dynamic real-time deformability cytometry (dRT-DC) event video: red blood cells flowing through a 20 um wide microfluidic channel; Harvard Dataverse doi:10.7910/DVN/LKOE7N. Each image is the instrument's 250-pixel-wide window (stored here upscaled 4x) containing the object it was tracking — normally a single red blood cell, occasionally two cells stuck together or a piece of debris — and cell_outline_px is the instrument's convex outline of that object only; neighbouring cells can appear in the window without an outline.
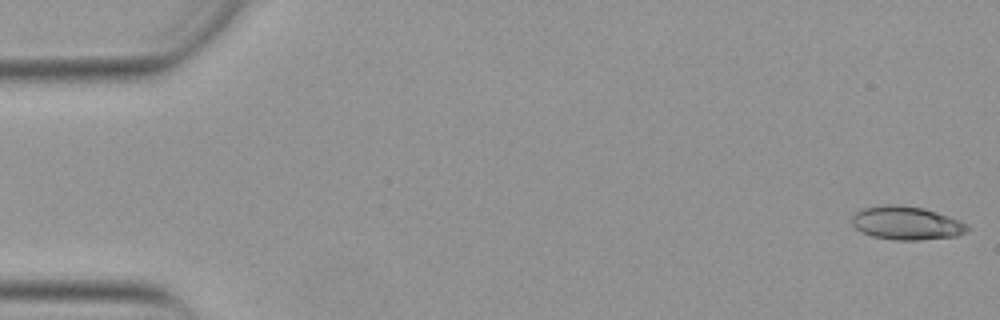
{"species": "Egyptian fruit bat (a non-hibernating species)", "species_latin": "Rousettus aegyptiacus", "temperature_condition": "warm", "stored_images_in_passage": 52, "camera_frame_rate_fps": 3000, "um_per_image_px": 0.085, "animal": {"sex": "female"}, "frame": {"image": 1, "passage_image": 1, "time_ms": 0.0, "image_size_px": [1000, 320], "cell_outline_px": [[972, 228], [968, 232], [956, 236], [920, 240], [892, 240], [872, 236], [860, 232], [852, 224], [852, 216], [860, 208], [884, 204], [900, 204], [924, 208], [948, 216], [968, 224]], "centroid_in_image_um": [77.04, 18.96], "position_along_channel_um": 8.0, "area_um2": 22.89}}
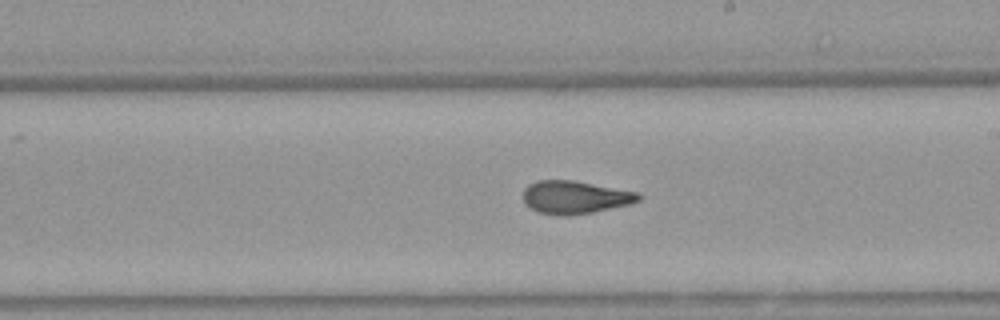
{"frame": {"image": 2, "passage_image": 30, "time_ms": 9.667, "image_size_px": [1000, 320], "cell_outline_px": [[640, 200], [632, 204], [592, 212], [564, 216], [536, 212], [528, 208], [524, 204], [524, 188], [528, 184], [536, 180], [572, 180], [640, 192]], "centroid_in_image_um": [48.86, 16.77], "position_along_channel_um": 240.1, "area_um2": 22.37}}
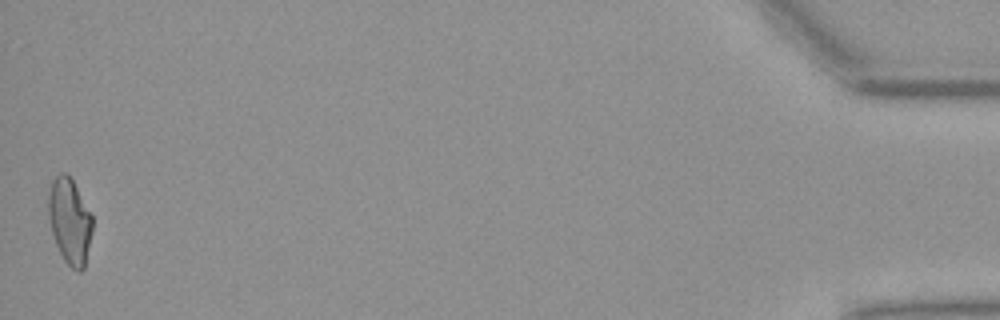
{"frame": {"image": 3, "passage_image": 52, "time_ms": 17.0, "image_size_px": [1000, 320], "cell_outline_px": [[92, 232], [84, 268], [80, 272], [76, 272], [64, 260], [56, 244], [52, 232], [48, 216], [48, 192], [52, 180], [60, 172], [64, 172], [72, 180], [92, 216]], "centroid_in_image_um": [5.91, 18.81], "position_along_channel_um": 429.3, "area_um2": 21.79}, "authors_computed_cell_mechanics": {"area_um2": 22.1952, "velocity_mm_per_s": 3.8885, "shape_relaxation_time_tau1_ms": 8.211, "shape_relaxation_time_tau2_ms": 1.4253, "deformation_change_tau1": 0.2262, "deformation_change_tau2": 0.0798}}